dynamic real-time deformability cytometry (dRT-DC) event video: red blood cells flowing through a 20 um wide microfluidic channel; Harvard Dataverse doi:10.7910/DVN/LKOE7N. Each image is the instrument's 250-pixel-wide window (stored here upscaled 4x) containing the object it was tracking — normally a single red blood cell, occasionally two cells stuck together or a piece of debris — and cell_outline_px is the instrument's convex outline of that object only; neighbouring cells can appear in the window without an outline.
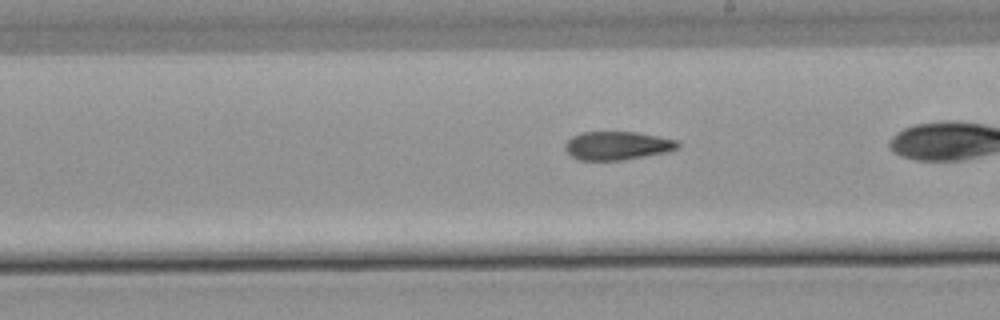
{"species": "common noctule bat (a hibernating species)", "species_latin": "Nyctalus noctula", "temperature_condition": "warm", "stored_images_in_passage": 27, "camera_frame_rate_fps": 3000, "um_per_image_px": 0.085, "animal": {"sex": "male", "body_mass_g": 21.5, "forearm_length_mm": 52.0}, "frame": {"image": 1, "passage_image": 16, "time_ms": 5.0, "image_size_px": [1000, 320], "cell_outline_px": [[680, 148], [668, 152], [624, 160], [580, 160], [572, 156], [564, 148], [564, 144], [572, 136], [580, 132], [636, 132], [676, 140], [680, 144]], "centroid_in_image_um": [52.48, 12.38], "position_along_channel_um": 236.5, "area_um2": 18.73}}